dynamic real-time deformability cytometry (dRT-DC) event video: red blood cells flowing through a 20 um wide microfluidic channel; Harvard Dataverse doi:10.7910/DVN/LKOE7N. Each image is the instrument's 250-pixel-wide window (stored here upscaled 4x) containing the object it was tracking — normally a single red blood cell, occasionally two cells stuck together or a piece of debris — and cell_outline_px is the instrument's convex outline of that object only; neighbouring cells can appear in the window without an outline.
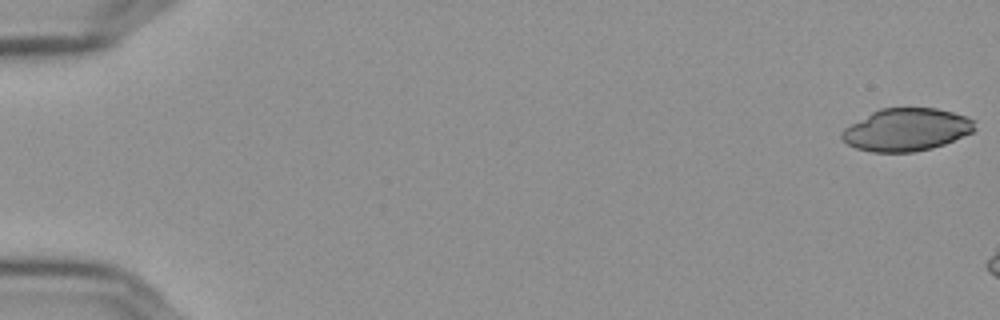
{"species": "Egyptian fruit bat (a non-hibernating species)", "species_latin": "Rousettus aegyptiacus", "temperature_condition": "cold", "stored_images_in_passage": 8, "camera_frame_rate_fps": 3000, "um_per_image_px": 0.085, "frame": {"image": 1, "passage_image": 1, "time_ms": 0.0, "image_size_px": [1000, 320], "cell_outline_px": [[976, 128], [972, 132], [944, 144], [932, 148], [912, 152], [872, 152], [856, 148], [848, 144], [840, 136], [840, 132], [844, 128], [872, 112], [880, 108], [936, 108], [952, 112], [976, 120]], "centroid_in_image_um": [77.05, 11.02], "position_along_channel_um": 7.9, "area_um2": 32.89}}